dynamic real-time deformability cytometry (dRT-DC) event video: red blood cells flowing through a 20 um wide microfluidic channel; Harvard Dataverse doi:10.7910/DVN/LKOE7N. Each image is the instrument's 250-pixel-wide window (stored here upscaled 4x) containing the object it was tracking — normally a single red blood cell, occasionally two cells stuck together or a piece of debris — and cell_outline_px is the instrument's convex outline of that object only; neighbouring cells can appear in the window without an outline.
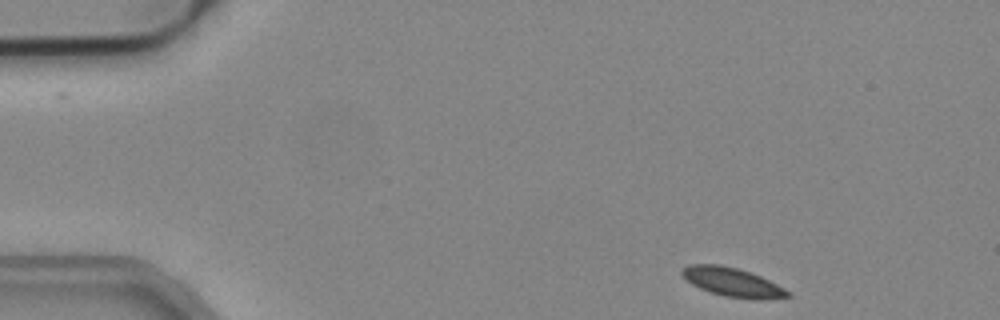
{"species": "common noctule bat (a hibernating species)", "species_latin": "Nyctalus noctula", "temperature_condition": "cold", "stored_images_in_passage": 17, "camera_frame_rate_fps": 3000, "um_per_image_px": 0.085, "animal": {"sex": "male", "body_mass_g": 19.2, "forearm_length_mm": 51.8}, "frame": {"image": 1, "passage_image": 1, "time_ms": 0.0, "image_size_px": [1000, 320], "cell_outline_px": [[792, 296], [760, 300], [724, 296], [700, 288], [692, 284], [680, 272], [684, 268], [692, 264], [720, 264], [736, 268], [760, 276], [792, 292]], "centroid_in_image_um": [62.3, 23.99], "position_along_channel_um": 22.7, "area_um2": 17.51}}
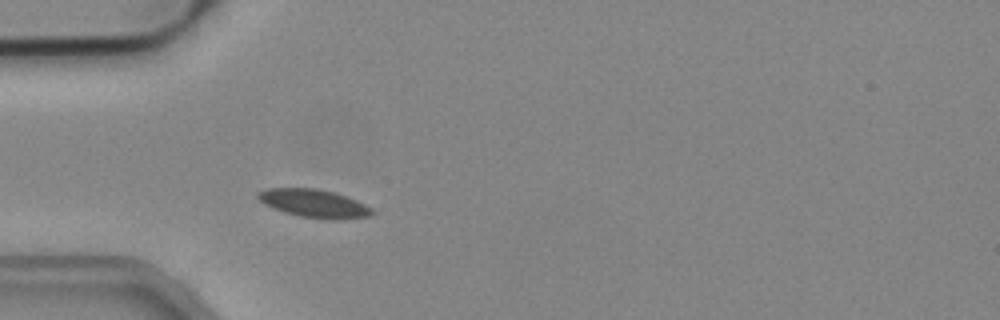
{"frame": {"image": 2, "passage_image": 10, "time_ms": 3.0, "image_size_px": [1000, 320], "cell_outline_px": [[372, 212], [368, 216], [340, 220], [328, 220], [300, 216], [284, 212], [272, 208], [264, 204], [256, 196], [260, 192], [268, 188], [316, 188], [332, 192], [356, 200], [372, 208]], "centroid_in_image_um": [26.67, 17.3], "position_along_channel_um": 58.3, "area_um2": 18.55}}